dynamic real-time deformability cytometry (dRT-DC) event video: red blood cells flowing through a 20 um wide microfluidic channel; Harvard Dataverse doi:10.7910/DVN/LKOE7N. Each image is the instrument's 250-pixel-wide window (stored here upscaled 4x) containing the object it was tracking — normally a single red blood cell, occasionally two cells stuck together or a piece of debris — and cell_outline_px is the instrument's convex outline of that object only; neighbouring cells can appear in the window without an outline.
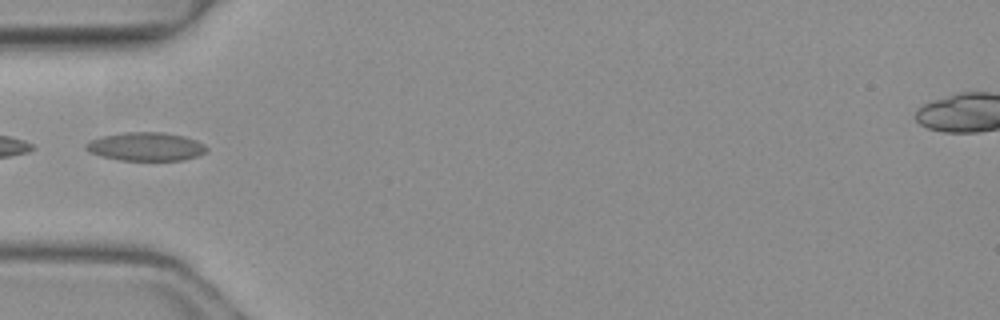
{"species": "common noctule bat (a hibernating species)", "species_latin": "Nyctalus noctula", "temperature_condition": "warm", "stored_images_in_passage": 5, "camera_frame_rate_fps": 3000, "um_per_image_px": 0.085, "animal": {"sex": "female", "body_mass_g": 19.3, "forearm_length_mm": 54.1}, "frame": {"image": 1, "passage_image": 4, "time_ms": 1.0, "image_size_px": [1000, 320], "cell_outline_px": [[208, 148], [204, 152], [196, 156], [184, 160], [120, 160], [100, 156], [88, 152], [84, 148], [84, 144], [92, 140], [104, 136], [124, 132], [164, 132], [184, 136], [196, 140], [204, 144]], "centroid_in_image_um": [12.38, 12.46], "position_along_channel_um": 72.6, "area_um2": 20.0}}
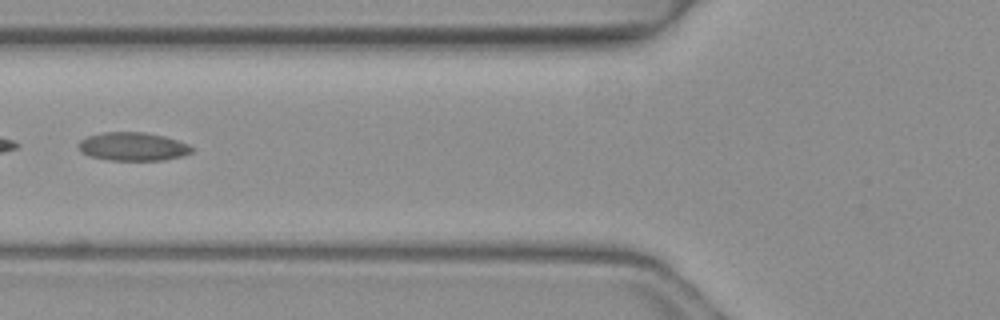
{"frame": {"image": 2, "passage_image": 5, "time_ms": 1.333, "image_size_px": [1000, 320], "cell_outline_px": [[196, 148], [192, 152], [184, 156], [164, 160], [108, 160], [88, 156], [80, 152], [76, 144], [80, 140], [88, 136], [104, 132], [144, 132], [164, 136], [188, 144]], "centroid_in_image_um": [11.28, 12.46], "position_along_channel_um": 114.5, "area_um2": 19.02}}